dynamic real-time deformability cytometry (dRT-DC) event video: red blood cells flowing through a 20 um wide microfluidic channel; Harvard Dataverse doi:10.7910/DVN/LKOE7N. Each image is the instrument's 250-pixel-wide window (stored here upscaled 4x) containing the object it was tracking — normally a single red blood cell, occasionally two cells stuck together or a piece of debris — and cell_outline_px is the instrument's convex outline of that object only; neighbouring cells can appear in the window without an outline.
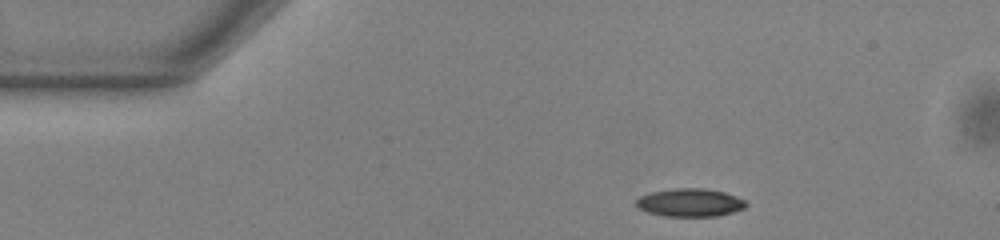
{"species": "common noctule bat (a hibernating species)", "species_latin": "Nyctalus noctula", "temperature_condition": "warm", "stored_images_in_passage": 45, "camera_frame_rate_fps": 3000, "um_per_image_px": 0.085, "animal": {"sex": "male", "body_mass_g": 13.0, "forearm_length_mm": 53.1}, "frame": {"image": 1, "passage_image": 1, "time_ms": 0.0, "image_size_px": [1000, 240], "cell_outline_px": [[748, 204], [744, 208], [732, 212], [716, 216], [664, 216], [648, 212], [640, 208], [636, 204], [636, 200], [640, 196], [652, 192], [672, 188], [704, 188], [724, 192], [736, 196], [744, 200]], "centroid_in_image_um": [58.66, 17.21], "position_along_channel_um": 26.3, "area_um2": 17.86}}
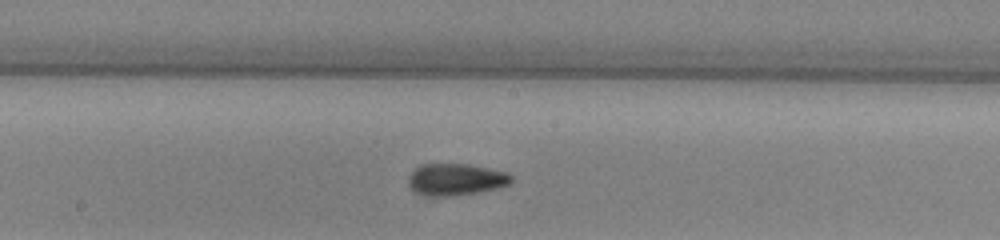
{"frame": {"image": 2, "passage_image": 20, "time_ms": 6.333, "image_size_px": [1000, 240], "cell_outline_px": [[512, 180], [508, 184], [500, 188], [452, 196], [424, 196], [416, 192], [408, 184], [408, 176], [420, 164], [468, 164], [504, 172], [512, 176]], "centroid_in_image_um": [38.71, 15.26], "position_along_channel_um": 209.5, "area_um2": 18.96}}
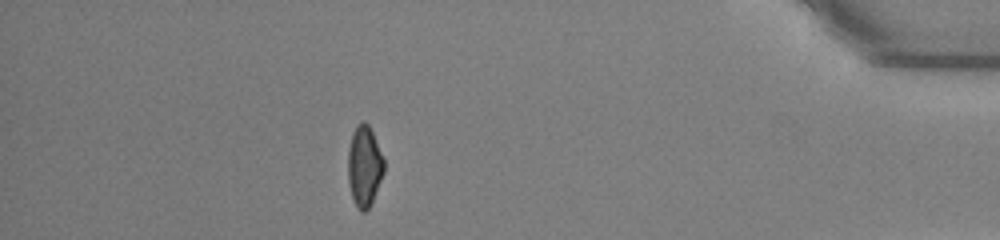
{"frame": {"image": 3, "passage_image": 39, "time_ms": 12.667, "image_size_px": [1000, 240], "cell_outline_px": [[384, 172], [372, 204], [364, 212], [360, 212], [356, 208], [348, 184], [348, 148], [352, 132], [356, 124], [360, 120], [364, 120], [368, 124], [372, 132], [384, 160]], "centroid_in_image_um": [30.95, 14.13], "position_along_channel_um": 404.2, "area_um2": 17.22}, "authors_computed_cell_mechanics": {"area_um2": 18.0336, "velocity_mm_per_s": 3.8737, "shape_relaxation_time_tau1_ms": 10.0656, "shape_relaxation_time_tau2_ms": 2.8021, "deformation_change_tau1": 0.216, "deformation_change_tau2": 0.0922}}